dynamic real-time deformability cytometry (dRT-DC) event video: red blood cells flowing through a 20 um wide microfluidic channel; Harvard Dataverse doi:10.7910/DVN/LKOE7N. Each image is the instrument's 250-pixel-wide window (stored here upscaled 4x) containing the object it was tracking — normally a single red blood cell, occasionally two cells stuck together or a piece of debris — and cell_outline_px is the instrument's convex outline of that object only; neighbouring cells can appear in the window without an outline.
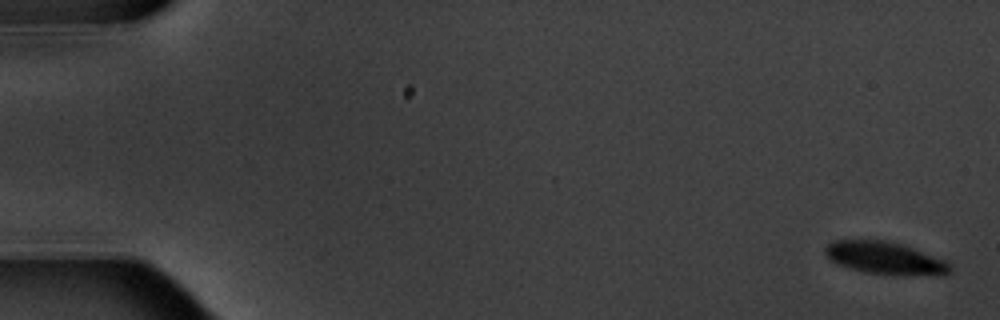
{"species": "common noctule bat (a hibernating species)", "species_latin": "Nyctalus noctula", "temperature_condition": "warm", "stored_images_in_passage": 7, "camera_frame_rate_fps": 3000, "um_per_image_px": 0.085, "animal": {"sex": "male", "body_mass_g": 20.1, "forearm_length_mm": 53.5}, "frame": {"image": 1, "passage_image": 1, "time_ms": 0.0, "image_size_px": [1000, 320], "cell_outline_px": [[952, 272], [944, 276], [940, 276], [864, 272], [836, 264], [828, 260], [824, 252], [824, 248], [832, 240], [888, 240], [904, 244], [944, 260], [952, 264]], "centroid_in_image_um": [75.24, 21.93], "position_along_channel_um": 9.8, "area_um2": 23.87}}
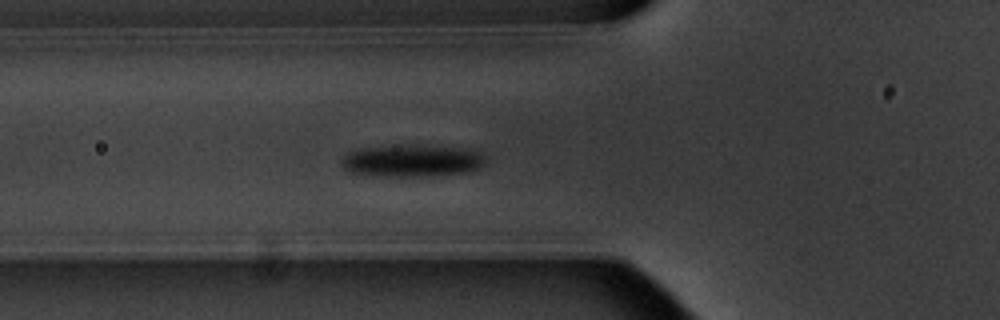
{"frame": {"image": 2, "passage_image": 7, "time_ms": 6.667, "image_size_px": [1000, 320], "cell_outline_px": [[484, 164], [480, 168], [472, 172], [428, 176], [388, 176], [348, 172], [340, 164], [340, 160], [348, 152], [356, 148], [464, 148], [480, 152], [484, 156]], "centroid_in_image_um": [35.03, 13.72], "position_along_channel_um": 90.8, "area_um2": 25.84}}